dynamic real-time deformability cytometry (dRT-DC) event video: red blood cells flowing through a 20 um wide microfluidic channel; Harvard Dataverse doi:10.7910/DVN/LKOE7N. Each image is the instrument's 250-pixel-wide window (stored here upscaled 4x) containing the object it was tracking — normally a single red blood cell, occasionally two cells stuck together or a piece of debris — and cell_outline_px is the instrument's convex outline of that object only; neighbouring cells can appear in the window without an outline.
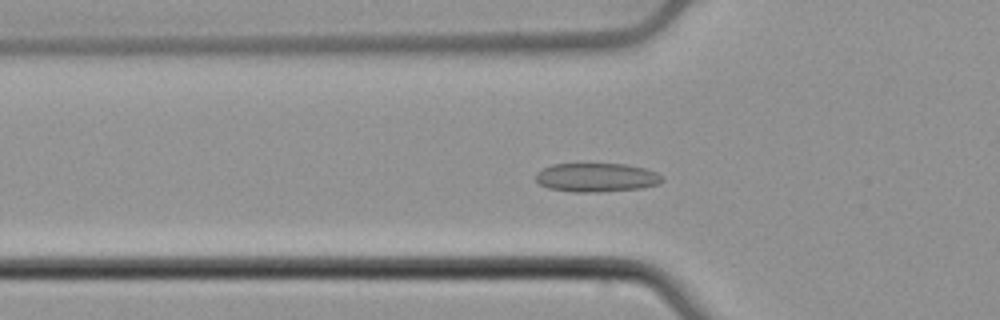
{"species": "common noctule bat (a hibernating species)", "species_latin": "Nyctalus noctula", "temperature_condition": "cold", "stored_images_in_passage": 55, "camera_frame_rate_fps": 3000, "um_per_image_px": 0.085, "animal": {"sex": "male", "body_mass_g": 21.5, "forearm_length_mm": 52.0}, "frame": {"image": 1, "passage_image": 19, "time_ms": 6.0, "image_size_px": [1000, 320], "cell_outline_px": [[664, 180], [660, 184], [640, 188], [600, 192], [572, 192], [548, 188], [540, 184], [536, 180], [536, 172], [552, 164], [628, 164], [644, 168], [656, 172], [664, 176]], "centroid_in_image_um": [50.73, 15.09], "position_along_channel_um": 75.1, "area_um2": 21.39}}
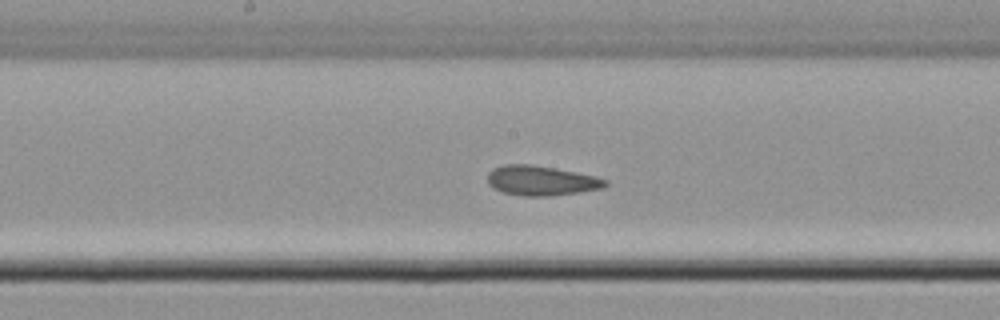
{"frame": {"image": 2, "passage_image": 29, "time_ms": 9.333, "image_size_px": [1000, 320], "cell_outline_px": [[608, 184], [604, 188], [548, 196], [520, 196], [504, 192], [488, 184], [488, 172], [492, 168], [504, 164], [532, 164], [576, 172], [596, 176], [608, 180]], "centroid_in_image_um": [46.0, 15.34], "position_along_channel_um": 202.2, "area_um2": 20.4}}
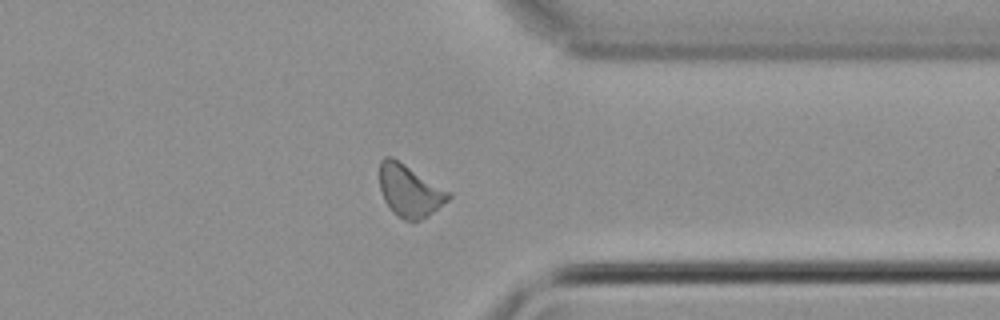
{"frame": {"image": 3, "passage_image": 43, "time_ms": 14.0, "image_size_px": [1000, 320], "cell_outline_px": [[452, 196], [448, 200], [428, 216], [416, 220], [404, 220], [392, 212], [388, 208], [384, 200], [380, 188], [380, 160], [384, 156], [392, 156], [452, 192]], "centroid_in_image_um": [34.82, 16.19], "position_along_channel_um": 376.6, "area_um2": 21.04}, "authors_computed_cell_mechanics": {"area_um2": 20.6346, "velocity_mm_per_s": 3.8344, "shape_relaxation_time_tau1_ms": 7.8613, "shape_relaxation_time_tau2_ms": 1.3957, "deformation_change_tau1": 0.0825, "deformation_change_tau2": 0.0762}}